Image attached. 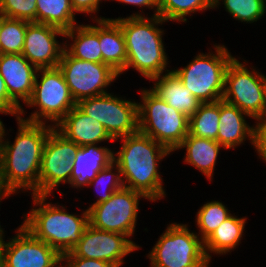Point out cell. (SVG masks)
I'll return each mask as SVG.
<instances>
[{"instance_id":"obj_18","label":"cell","mask_w":266,"mask_h":267,"mask_svg":"<svg viewBox=\"0 0 266 267\" xmlns=\"http://www.w3.org/2000/svg\"><path fill=\"white\" fill-rule=\"evenodd\" d=\"M55 128L80 147L97 145L104 140L114 141L100 122L84 114L77 106L72 108Z\"/></svg>"},{"instance_id":"obj_28","label":"cell","mask_w":266,"mask_h":267,"mask_svg":"<svg viewBox=\"0 0 266 267\" xmlns=\"http://www.w3.org/2000/svg\"><path fill=\"white\" fill-rule=\"evenodd\" d=\"M30 22L0 15V54H21Z\"/></svg>"},{"instance_id":"obj_19","label":"cell","mask_w":266,"mask_h":267,"mask_svg":"<svg viewBox=\"0 0 266 267\" xmlns=\"http://www.w3.org/2000/svg\"><path fill=\"white\" fill-rule=\"evenodd\" d=\"M114 152L107 147L84 145L79 147L73 158L70 185L84 188L96 177L97 173L113 161Z\"/></svg>"},{"instance_id":"obj_32","label":"cell","mask_w":266,"mask_h":267,"mask_svg":"<svg viewBox=\"0 0 266 267\" xmlns=\"http://www.w3.org/2000/svg\"><path fill=\"white\" fill-rule=\"evenodd\" d=\"M114 169L117 173L113 172ZM94 184L96 189H100V185L103 186L105 184L106 186L105 188L103 186V190H105L104 193L101 192L102 189L101 191L98 189L101 192V195L99 196L100 198H98L92 205L107 201L115 191H118L123 187L119 166L112 161L107 167H104L97 173L96 177L89 183V187Z\"/></svg>"},{"instance_id":"obj_36","label":"cell","mask_w":266,"mask_h":267,"mask_svg":"<svg viewBox=\"0 0 266 267\" xmlns=\"http://www.w3.org/2000/svg\"><path fill=\"white\" fill-rule=\"evenodd\" d=\"M62 261L67 265L64 267H115L109 262H104L96 259H86L82 257H75L71 252L62 255Z\"/></svg>"},{"instance_id":"obj_24","label":"cell","mask_w":266,"mask_h":267,"mask_svg":"<svg viewBox=\"0 0 266 267\" xmlns=\"http://www.w3.org/2000/svg\"><path fill=\"white\" fill-rule=\"evenodd\" d=\"M221 147L217 141L188 134L178 150L186 148L184 162L197 168L211 181Z\"/></svg>"},{"instance_id":"obj_21","label":"cell","mask_w":266,"mask_h":267,"mask_svg":"<svg viewBox=\"0 0 266 267\" xmlns=\"http://www.w3.org/2000/svg\"><path fill=\"white\" fill-rule=\"evenodd\" d=\"M165 72L164 75L152 79L156 82L152 90L168 105L189 118L197 111L201 102L183 86L173 71L166 69Z\"/></svg>"},{"instance_id":"obj_10","label":"cell","mask_w":266,"mask_h":267,"mask_svg":"<svg viewBox=\"0 0 266 267\" xmlns=\"http://www.w3.org/2000/svg\"><path fill=\"white\" fill-rule=\"evenodd\" d=\"M76 106L100 122L113 140L139 131L138 102L106 93L82 99Z\"/></svg>"},{"instance_id":"obj_37","label":"cell","mask_w":266,"mask_h":267,"mask_svg":"<svg viewBox=\"0 0 266 267\" xmlns=\"http://www.w3.org/2000/svg\"><path fill=\"white\" fill-rule=\"evenodd\" d=\"M101 0H71V5L75 13H95L99 11Z\"/></svg>"},{"instance_id":"obj_17","label":"cell","mask_w":266,"mask_h":267,"mask_svg":"<svg viewBox=\"0 0 266 267\" xmlns=\"http://www.w3.org/2000/svg\"><path fill=\"white\" fill-rule=\"evenodd\" d=\"M38 69L31 64L22 54H0V74L3 77L9 97L22 109L33 93L35 77Z\"/></svg>"},{"instance_id":"obj_29","label":"cell","mask_w":266,"mask_h":267,"mask_svg":"<svg viewBox=\"0 0 266 267\" xmlns=\"http://www.w3.org/2000/svg\"><path fill=\"white\" fill-rule=\"evenodd\" d=\"M213 9L211 0H159L158 15L166 22H187L186 16L196 11Z\"/></svg>"},{"instance_id":"obj_4","label":"cell","mask_w":266,"mask_h":267,"mask_svg":"<svg viewBox=\"0 0 266 267\" xmlns=\"http://www.w3.org/2000/svg\"><path fill=\"white\" fill-rule=\"evenodd\" d=\"M34 206L26 214L23 224L35 238L53 247L61 256L70 252L81 239L89 225V213L85 209L78 215L66 212L64 206L46 203L48 195H32ZM60 206V207H59Z\"/></svg>"},{"instance_id":"obj_1","label":"cell","mask_w":266,"mask_h":267,"mask_svg":"<svg viewBox=\"0 0 266 267\" xmlns=\"http://www.w3.org/2000/svg\"><path fill=\"white\" fill-rule=\"evenodd\" d=\"M18 132L14 143L0 140V194L6 198L18 189L39 195V171L45 143L54 126L29 122L17 117ZM5 140V141H4Z\"/></svg>"},{"instance_id":"obj_20","label":"cell","mask_w":266,"mask_h":267,"mask_svg":"<svg viewBox=\"0 0 266 267\" xmlns=\"http://www.w3.org/2000/svg\"><path fill=\"white\" fill-rule=\"evenodd\" d=\"M244 116L250 117L236 106L220 100L217 142L224 149H235L246 139H249L252 145L254 144V126H249Z\"/></svg>"},{"instance_id":"obj_13","label":"cell","mask_w":266,"mask_h":267,"mask_svg":"<svg viewBox=\"0 0 266 267\" xmlns=\"http://www.w3.org/2000/svg\"><path fill=\"white\" fill-rule=\"evenodd\" d=\"M79 147L55 127L50 131L41 159L39 195L49 196L60 183H70L72 162Z\"/></svg>"},{"instance_id":"obj_2","label":"cell","mask_w":266,"mask_h":267,"mask_svg":"<svg viewBox=\"0 0 266 267\" xmlns=\"http://www.w3.org/2000/svg\"><path fill=\"white\" fill-rule=\"evenodd\" d=\"M118 139L123 144L114 152L113 161L119 166L123 187L142 193L150 201L165 197L158 165L171 152L140 131Z\"/></svg>"},{"instance_id":"obj_25","label":"cell","mask_w":266,"mask_h":267,"mask_svg":"<svg viewBox=\"0 0 266 267\" xmlns=\"http://www.w3.org/2000/svg\"><path fill=\"white\" fill-rule=\"evenodd\" d=\"M245 224V217L238 218L234 215L222 222L204 241V251L208 260L211 261L210 253L224 255L238 246L244 235Z\"/></svg>"},{"instance_id":"obj_8","label":"cell","mask_w":266,"mask_h":267,"mask_svg":"<svg viewBox=\"0 0 266 267\" xmlns=\"http://www.w3.org/2000/svg\"><path fill=\"white\" fill-rule=\"evenodd\" d=\"M39 73H42V77ZM39 78H41L40 82ZM26 105L31 108L38 107L39 110L36 109L26 119L20 116L21 119L42 124L50 120L54 123L51 125L55 127L76 106V102L71 95L62 71L55 67L38 69L33 93Z\"/></svg>"},{"instance_id":"obj_15","label":"cell","mask_w":266,"mask_h":267,"mask_svg":"<svg viewBox=\"0 0 266 267\" xmlns=\"http://www.w3.org/2000/svg\"><path fill=\"white\" fill-rule=\"evenodd\" d=\"M138 248L139 245L124 234L98 230L89 224L70 252L75 257L92 258L120 267L124 263L123 258Z\"/></svg>"},{"instance_id":"obj_42","label":"cell","mask_w":266,"mask_h":267,"mask_svg":"<svg viewBox=\"0 0 266 267\" xmlns=\"http://www.w3.org/2000/svg\"><path fill=\"white\" fill-rule=\"evenodd\" d=\"M2 199H4V197L0 194V202H1Z\"/></svg>"},{"instance_id":"obj_23","label":"cell","mask_w":266,"mask_h":267,"mask_svg":"<svg viewBox=\"0 0 266 267\" xmlns=\"http://www.w3.org/2000/svg\"><path fill=\"white\" fill-rule=\"evenodd\" d=\"M95 22L98 25H76L70 30L65 31L64 37L73 41L70 45L67 43L64 44V50L70 56L89 62L102 63L99 42V19H95Z\"/></svg>"},{"instance_id":"obj_30","label":"cell","mask_w":266,"mask_h":267,"mask_svg":"<svg viewBox=\"0 0 266 267\" xmlns=\"http://www.w3.org/2000/svg\"><path fill=\"white\" fill-rule=\"evenodd\" d=\"M231 215L228 208L222 202L215 200L207 202L197 212L196 223L199 228L198 236L205 241Z\"/></svg>"},{"instance_id":"obj_26","label":"cell","mask_w":266,"mask_h":267,"mask_svg":"<svg viewBox=\"0 0 266 267\" xmlns=\"http://www.w3.org/2000/svg\"><path fill=\"white\" fill-rule=\"evenodd\" d=\"M36 23L70 30L77 25L71 0H36Z\"/></svg>"},{"instance_id":"obj_41","label":"cell","mask_w":266,"mask_h":267,"mask_svg":"<svg viewBox=\"0 0 266 267\" xmlns=\"http://www.w3.org/2000/svg\"><path fill=\"white\" fill-rule=\"evenodd\" d=\"M3 234H4V229L2 230L1 225H0V242H1Z\"/></svg>"},{"instance_id":"obj_34","label":"cell","mask_w":266,"mask_h":267,"mask_svg":"<svg viewBox=\"0 0 266 267\" xmlns=\"http://www.w3.org/2000/svg\"><path fill=\"white\" fill-rule=\"evenodd\" d=\"M257 123L254 127V148H256L259 157L266 162V115L255 119Z\"/></svg>"},{"instance_id":"obj_5","label":"cell","mask_w":266,"mask_h":267,"mask_svg":"<svg viewBox=\"0 0 266 267\" xmlns=\"http://www.w3.org/2000/svg\"><path fill=\"white\" fill-rule=\"evenodd\" d=\"M141 97L139 131L170 152L176 151L188 135L189 118L168 105L152 89H143Z\"/></svg>"},{"instance_id":"obj_39","label":"cell","mask_w":266,"mask_h":267,"mask_svg":"<svg viewBox=\"0 0 266 267\" xmlns=\"http://www.w3.org/2000/svg\"><path fill=\"white\" fill-rule=\"evenodd\" d=\"M0 267H5V258L3 251L1 250V247H0Z\"/></svg>"},{"instance_id":"obj_16","label":"cell","mask_w":266,"mask_h":267,"mask_svg":"<svg viewBox=\"0 0 266 267\" xmlns=\"http://www.w3.org/2000/svg\"><path fill=\"white\" fill-rule=\"evenodd\" d=\"M58 35L64 37L65 32L54 26L29 23L21 54L37 69L58 67L65 49V43L57 41Z\"/></svg>"},{"instance_id":"obj_27","label":"cell","mask_w":266,"mask_h":267,"mask_svg":"<svg viewBox=\"0 0 266 267\" xmlns=\"http://www.w3.org/2000/svg\"><path fill=\"white\" fill-rule=\"evenodd\" d=\"M220 119V100L201 103L189 117L188 134L217 141Z\"/></svg>"},{"instance_id":"obj_38","label":"cell","mask_w":266,"mask_h":267,"mask_svg":"<svg viewBox=\"0 0 266 267\" xmlns=\"http://www.w3.org/2000/svg\"><path fill=\"white\" fill-rule=\"evenodd\" d=\"M118 2L121 3H125V4H132L138 7H147V8H151V9H155V13L153 14V16H157L158 15V2L159 0H116Z\"/></svg>"},{"instance_id":"obj_11","label":"cell","mask_w":266,"mask_h":267,"mask_svg":"<svg viewBox=\"0 0 266 267\" xmlns=\"http://www.w3.org/2000/svg\"><path fill=\"white\" fill-rule=\"evenodd\" d=\"M141 198L147 199L138 191L122 187L107 201L88 207L89 224L98 230L131 237L134 235Z\"/></svg>"},{"instance_id":"obj_35","label":"cell","mask_w":266,"mask_h":267,"mask_svg":"<svg viewBox=\"0 0 266 267\" xmlns=\"http://www.w3.org/2000/svg\"><path fill=\"white\" fill-rule=\"evenodd\" d=\"M21 108L9 97L3 77L0 74V113L20 117Z\"/></svg>"},{"instance_id":"obj_12","label":"cell","mask_w":266,"mask_h":267,"mask_svg":"<svg viewBox=\"0 0 266 267\" xmlns=\"http://www.w3.org/2000/svg\"><path fill=\"white\" fill-rule=\"evenodd\" d=\"M58 68L75 102L106 94L105 90L119 73L106 63L89 62L70 56L63 51Z\"/></svg>"},{"instance_id":"obj_31","label":"cell","mask_w":266,"mask_h":267,"mask_svg":"<svg viewBox=\"0 0 266 267\" xmlns=\"http://www.w3.org/2000/svg\"><path fill=\"white\" fill-rule=\"evenodd\" d=\"M224 8L235 19L253 23L262 18L266 10V0H222ZM221 4L220 0L213 1V8H217Z\"/></svg>"},{"instance_id":"obj_9","label":"cell","mask_w":266,"mask_h":267,"mask_svg":"<svg viewBox=\"0 0 266 267\" xmlns=\"http://www.w3.org/2000/svg\"><path fill=\"white\" fill-rule=\"evenodd\" d=\"M222 100L232 104L252 119L262 116L266 106V76L234 58L225 73Z\"/></svg>"},{"instance_id":"obj_14","label":"cell","mask_w":266,"mask_h":267,"mask_svg":"<svg viewBox=\"0 0 266 267\" xmlns=\"http://www.w3.org/2000/svg\"><path fill=\"white\" fill-rule=\"evenodd\" d=\"M17 234L9 242L3 240L0 247L5 258V267H58L62 256L44 241L35 238L20 225Z\"/></svg>"},{"instance_id":"obj_7","label":"cell","mask_w":266,"mask_h":267,"mask_svg":"<svg viewBox=\"0 0 266 267\" xmlns=\"http://www.w3.org/2000/svg\"><path fill=\"white\" fill-rule=\"evenodd\" d=\"M147 257L151 267L210 266L204 241L186 224H169Z\"/></svg>"},{"instance_id":"obj_40","label":"cell","mask_w":266,"mask_h":267,"mask_svg":"<svg viewBox=\"0 0 266 267\" xmlns=\"http://www.w3.org/2000/svg\"><path fill=\"white\" fill-rule=\"evenodd\" d=\"M3 126H4V124H3V122L0 119V140H1V134H2Z\"/></svg>"},{"instance_id":"obj_33","label":"cell","mask_w":266,"mask_h":267,"mask_svg":"<svg viewBox=\"0 0 266 267\" xmlns=\"http://www.w3.org/2000/svg\"><path fill=\"white\" fill-rule=\"evenodd\" d=\"M0 15L36 23V0H0Z\"/></svg>"},{"instance_id":"obj_22","label":"cell","mask_w":266,"mask_h":267,"mask_svg":"<svg viewBox=\"0 0 266 267\" xmlns=\"http://www.w3.org/2000/svg\"><path fill=\"white\" fill-rule=\"evenodd\" d=\"M99 42L102 63L111 66L119 74L125 69L127 53L125 37L120 24L109 18H99Z\"/></svg>"},{"instance_id":"obj_6","label":"cell","mask_w":266,"mask_h":267,"mask_svg":"<svg viewBox=\"0 0 266 267\" xmlns=\"http://www.w3.org/2000/svg\"><path fill=\"white\" fill-rule=\"evenodd\" d=\"M215 54L199 53L186 67L172 70L201 103L222 100L225 73L235 58L224 45H214Z\"/></svg>"},{"instance_id":"obj_3","label":"cell","mask_w":266,"mask_h":267,"mask_svg":"<svg viewBox=\"0 0 266 267\" xmlns=\"http://www.w3.org/2000/svg\"><path fill=\"white\" fill-rule=\"evenodd\" d=\"M114 20L121 26L127 53L126 67L119 75L132 67L146 79L161 76L168 65V57L162 42L164 30L157 25L165 20L159 15L148 18L140 13Z\"/></svg>"}]
</instances>
